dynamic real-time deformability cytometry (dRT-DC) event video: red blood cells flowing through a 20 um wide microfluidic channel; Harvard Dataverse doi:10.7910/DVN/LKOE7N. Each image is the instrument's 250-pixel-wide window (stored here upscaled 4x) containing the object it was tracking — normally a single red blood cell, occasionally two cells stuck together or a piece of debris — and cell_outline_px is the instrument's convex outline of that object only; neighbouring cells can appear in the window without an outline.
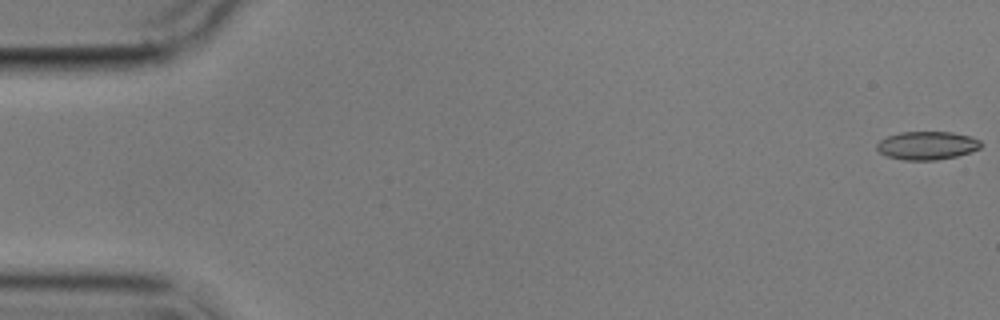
{"species": "common noctule bat (a hibernating species)", "species_latin": "Nyctalus noctula", "temperature_condition": "cold", "stored_images_in_passage": 5, "camera_frame_rate_fps": 3000, "um_per_image_px": 0.085, "animal": {"sex": "male", "body_mass_g": 17.9}, "frame": {"image": 1, "passage_image": 1, "time_ms": 0.0, "image_size_px": [1000, 320], "cell_outline_px": [[984, 144], [980, 148], [956, 156], [936, 160], [904, 160], [888, 156], [880, 152], [876, 148], [876, 144], [880, 140], [888, 136], [900, 132], [952, 132], [972, 136], [980, 140]], "centroid_in_image_um": [78.82, 12.36], "position_along_channel_um": 6.2, "area_um2": 17.17}}